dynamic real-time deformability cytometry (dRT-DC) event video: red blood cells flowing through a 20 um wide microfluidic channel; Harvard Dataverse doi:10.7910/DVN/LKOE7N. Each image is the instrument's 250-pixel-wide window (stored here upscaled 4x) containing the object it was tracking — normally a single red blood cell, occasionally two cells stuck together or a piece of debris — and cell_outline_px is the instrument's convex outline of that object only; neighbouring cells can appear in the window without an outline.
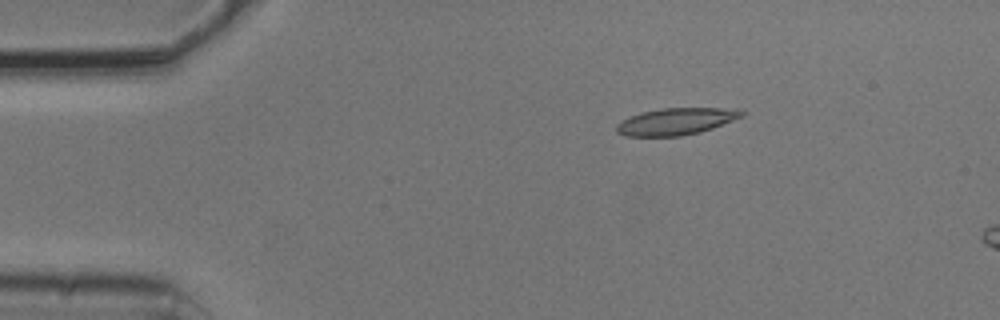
{"species": "common noctule bat (a hibernating species)", "species_latin": "Nyctalus noctula", "temperature_condition": "cold", "stored_images_in_passage": 5, "camera_frame_rate_fps": 3000, "um_per_image_px": 0.085, "animal": {"sex": "male", "body_mass_g": 20.5, "forearm_length_mm": 52.5}, "frame": {"image": 1, "passage_image": 3, "time_ms": 0.667, "image_size_px": [1000, 320], "cell_outline_px": [[744, 116], [712, 128], [700, 132], [680, 136], [624, 136], [616, 132], [616, 124], [640, 112], [660, 108], [744, 108]], "centroid_in_image_um": [57.5, 10.31], "position_along_channel_um": 27.5, "area_um2": 19.71}}